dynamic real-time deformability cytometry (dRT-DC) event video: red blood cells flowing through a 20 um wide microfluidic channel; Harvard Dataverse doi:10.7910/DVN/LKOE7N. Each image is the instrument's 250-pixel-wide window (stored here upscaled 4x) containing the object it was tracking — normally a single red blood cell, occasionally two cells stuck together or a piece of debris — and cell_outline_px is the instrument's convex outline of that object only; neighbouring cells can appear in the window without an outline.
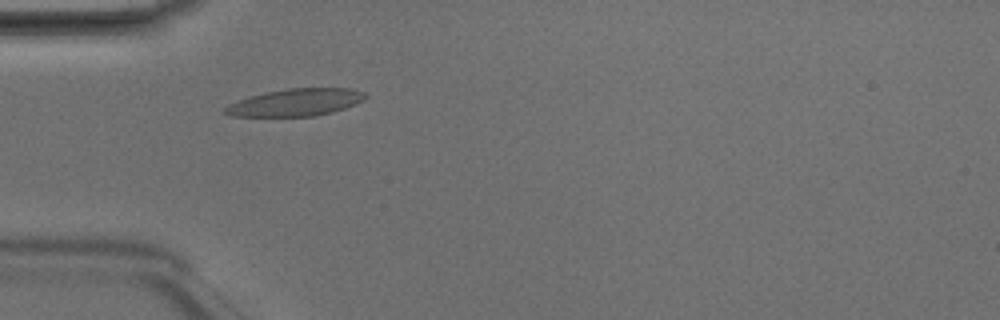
{"species": "Egyptian fruit bat (a non-hibernating species)", "species_latin": "Rousettus aegyptiacus", "temperature_condition": "room temperature", "stored_images_in_passage": 8, "camera_frame_rate_fps": 3000, "um_per_image_px": 0.085, "animal": {"sex": "male"}, "frame": {"image": 1, "passage_image": 6, "time_ms": 1.667, "image_size_px": [1000, 320], "cell_outline_px": [[368, 96], [364, 100], [356, 104], [332, 112], [312, 116], [232, 116], [220, 112], [228, 104], [264, 92], [288, 88], [352, 88], [364, 92]], "centroid_in_image_um": [25.14, 8.7], "position_along_channel_um": 59.9, "area_um2": 22.31}}
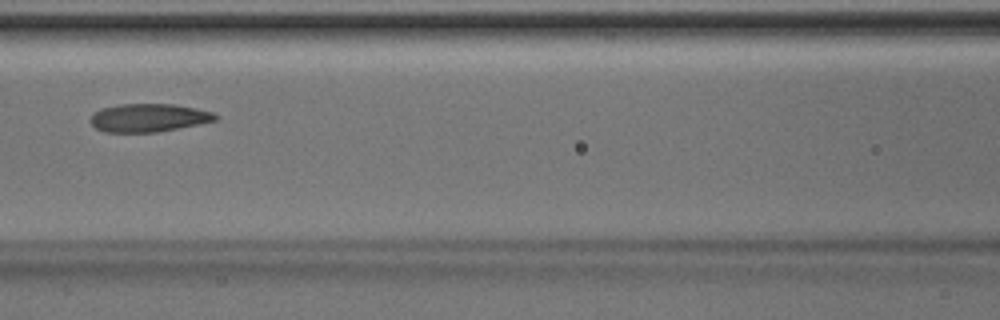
{"frame": {"image": 2, "passage_image": 8, "time_ms": 2.333, "image_size_px": [1000, 320], "cell_outline_px": [[220, 116], [216, 120], [200, 124], [160, 132], [104, 132], [96, 128], [88, 120], [92, 112], [100, 108], [120, 104], [172, 104], [212, 112]], "centroid_in_image_um": [12.59, 10.01], "position_along_channel_um": 154.0, "area_um2": 20.69}}